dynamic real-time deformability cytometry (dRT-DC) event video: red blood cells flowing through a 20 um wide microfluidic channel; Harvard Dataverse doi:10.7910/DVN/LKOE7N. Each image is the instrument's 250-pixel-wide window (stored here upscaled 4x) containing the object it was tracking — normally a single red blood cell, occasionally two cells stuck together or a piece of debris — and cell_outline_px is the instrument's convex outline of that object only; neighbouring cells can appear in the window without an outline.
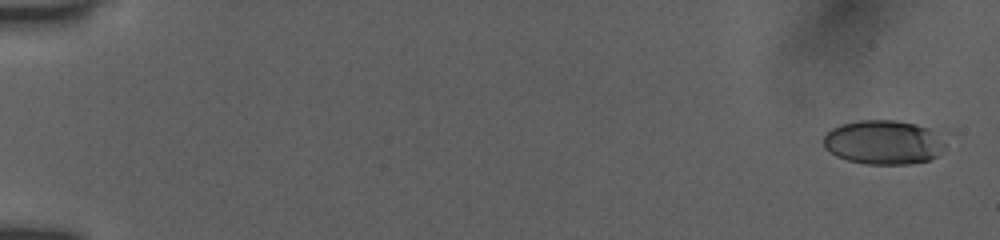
{"species": "human", "species_latin": "Homo sapiens", "temperature_condition": "room temperature", "stored_images_in_passage": 16, "camera_frame_rate_fps": 3000, "um_per_image_px": 0.085, "donor": {"sex": "female"}, "frame": {"image": 1, "passage_image": 1, "time_ms": 0.0, "image_size_px": [1000, 240], "cell_outline_px": [[948, 132], [944, 148], [936, 156], [928, 160], [908, 164], [868, 164], [848, 160], [836, 156], [824, 148], [824, 136], [832, 128], [840, 124], [860, 120], [896, 120], [916, 124]], "centroid_in_image_um": [75.2, 12.07], "position_along_channel_um": 9.8, "area_um2": 32.08}}
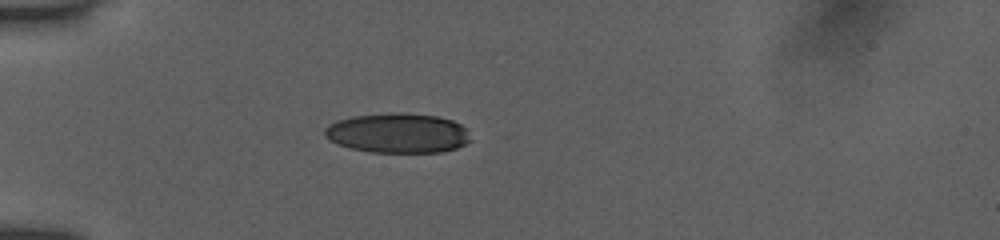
{"frame": {"image": 2, "passage_image": 12, "time_ms": 3.667, "image_size_px": [1000, 240], "cell_outline_px": [[472, 140], [456, 148], [444, 152], [372, 152], [352, 148], [328, 140], [324, 136], [324, 128], [328, 124], [336, 120], [352, 116], [388, 112], [436, 116], [452, 120], [468, 128]], "centroid_in_image_um": [33.82, 11.31], "position_along_channel_um": 51.2, "area_um2": 33.99}}
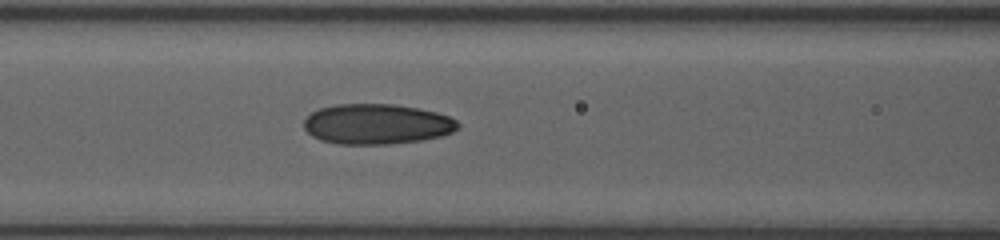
{"frame": {"image": 3, "passage_image": 16, "time_ms": 5.0, "image_size_px": [1000, 240], "cell_outline_px": [[460, 128], [452, 132], [440, 136], [420, 140], [388, 144], [340, 144], [320, 140], [312, 136], [304, 128], [304, 120], [312, 112], [320, 108], [336, 104], [392, 104], [416, 108], [436, 112], [448, 116], [456, 120], [460, 124]], "centroid_in_image_um": [32.02, 10.55], "position_along_channel_um": 134.6, "area_um2": 36.07}}